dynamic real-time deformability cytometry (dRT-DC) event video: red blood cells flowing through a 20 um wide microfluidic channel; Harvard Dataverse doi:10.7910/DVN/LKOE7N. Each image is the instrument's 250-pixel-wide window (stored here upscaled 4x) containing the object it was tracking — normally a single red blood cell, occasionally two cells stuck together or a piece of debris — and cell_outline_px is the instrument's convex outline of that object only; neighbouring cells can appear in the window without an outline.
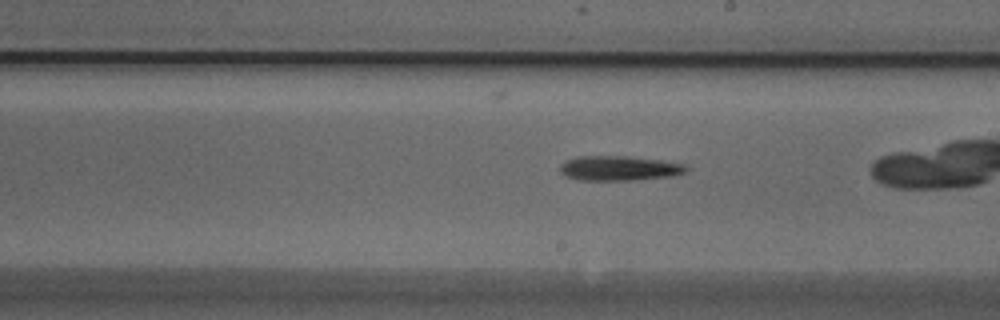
{"species": "Egyptian fruit bat (a non-hibernating species)", "species_latin": "Rousettus aegyptiacus", "temperature_condition": "cold", "stored_images_in_passage": 26, "camera_frame_rate_fps": 3000, "um_per_image_px": 0.085, "animal": {"sex": "male"}, "frame": {"image": 1, "passage_image": 12, "time_ms": 3.667, "image_size_px": [1000, 320], "cell_outline_px": [[688, 172], [672, 176], [636, 180], [580, 180], [568, 176], [560, 172], [560, 164], [564, 160], [576, 156], [628, 156], [664, 160], [688, 164]], "centroid_in_image_um": [52.68, 14.29], "position_along_channel_um": 236.3, "area_um2": 18.55}}